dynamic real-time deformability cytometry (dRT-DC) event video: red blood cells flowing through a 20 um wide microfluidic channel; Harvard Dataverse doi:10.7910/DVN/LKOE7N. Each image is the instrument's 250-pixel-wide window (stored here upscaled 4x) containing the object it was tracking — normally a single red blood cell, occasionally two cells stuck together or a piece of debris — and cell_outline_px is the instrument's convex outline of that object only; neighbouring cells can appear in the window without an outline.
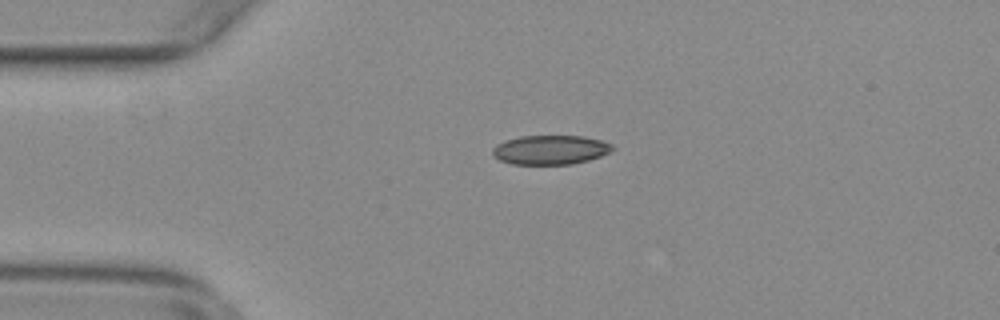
{"species": "common noctule bat (a hibernating species)", "species_latin": "Nyctalus noctula", "temperature_condition": "warm", "stored_images_in_passage": 45, "camera_frame_rate_fps": 3000, "um_per_image_px": 0.085, "animal": {"sex": "female", "body_mass_g": 29.2, "forearm_length_mm": 56.3}, "frame": {"image": 1, "passage_image": 3, "time_ms": 0.667, "image_size_px": [1000, 320], "cell_outline_px": [[616, 148], [612, 152], [588, 160], [572, 164], [512, 164], [500, 160], [492, 152], [492, 148], [496, 144], [504, 140], [520, 136], [584, 136], [600, 140], [612, 144]], "centroid_in_image_um": [46.8, 12.73], "position_along_channel_um": 38.2, "area_um2": 20.52}}
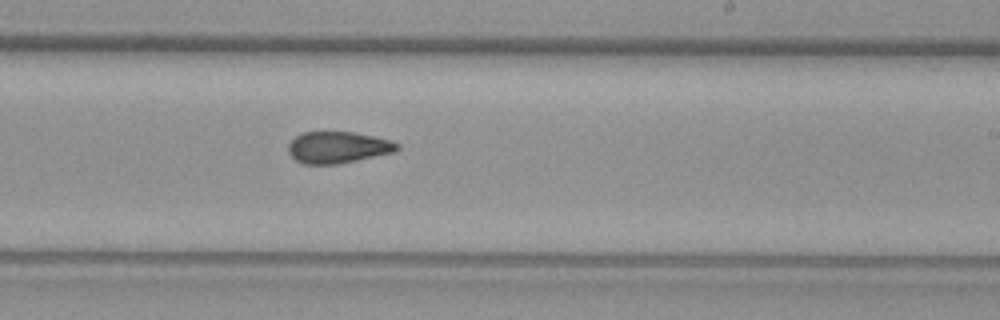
{"frame": {"image": 2, "passage_image": 23, "time_ms": 7.333, "image_size_px": [1000, 320], "cell_outline_px": [[400, 148], [396, 152], [336, 164], [304, 164], [296, 160], [288, 152], [288, 144], [296, 136], [304, 132], [352, 132], [392, 140], [400, 144]], "centroid_in_image_um": [28.75, 12.52], "position_along_channel_um": 260.3, "area_um2": 20.0}}
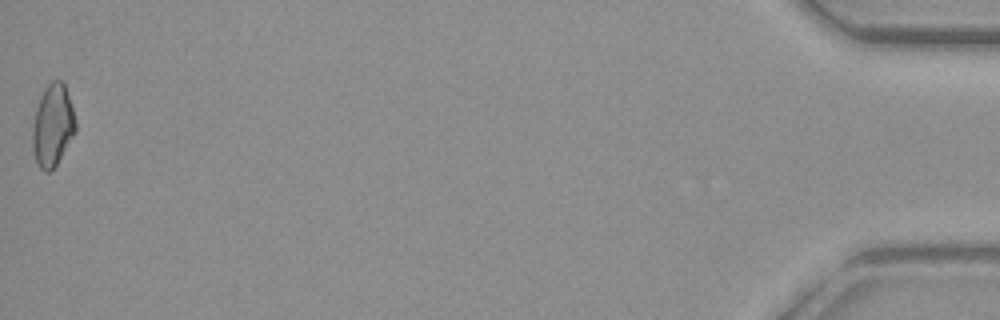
{"frame": {"image": 3, "passage_image": 45, "time_ms": 14.667, "image_size_px": [1000, 320], "cell_outline_px": [[76, 132], [56, 164], [48, 172], [44, 172], [40, 168], [36, 160], [32, 148], [32, 128], [36, 108], [40, 96], [44, 88], [52, 80], [64, 80], [76, 120]], "centroid_in_image_um": [4.48, 10.62], "position_along_channel_um": 430.7, "area_um2": 20.69}, "authors_computed_cell_mechanics": {"area_um2": 20.4034, "velocity_mm_per_s": 3.7761, "shape_relaxation_time_tau1_ms": null, "shape_relaxation_time_tau2_ms": 2.5395, "deformation_change_tau1": null, "deformation_change_tau2": 0.0934}}